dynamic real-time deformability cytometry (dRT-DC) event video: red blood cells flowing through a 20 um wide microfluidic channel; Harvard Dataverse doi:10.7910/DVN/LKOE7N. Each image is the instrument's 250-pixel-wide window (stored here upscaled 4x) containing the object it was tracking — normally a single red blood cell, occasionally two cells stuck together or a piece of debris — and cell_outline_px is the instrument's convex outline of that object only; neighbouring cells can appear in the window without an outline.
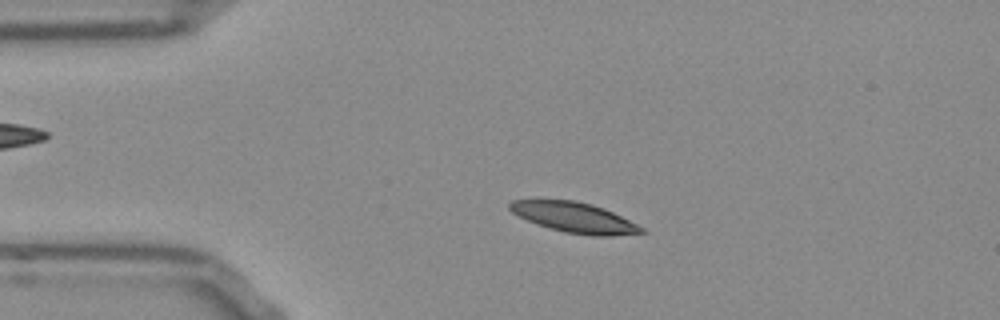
{"species": "Egyptian fruit bat (a non-hibernating species)", "species_latin": "Rousettus aegyptiacus", "temperature_condition": "room temperature", "stored_images_in_passage": 52, "camera_frame_rate_fps": 3000, "um_per_image_px": 0.085, "frame": {"image": 1, "passage_image": 10, "time_ms": 3.0, "image_size_px": [1000, 320], "cell_outline_px": [[648, 232], [612, 236], [592, 236], [564, 232], [548, 228], [536, 224], [512, 212], [508, 208], [508, 204], [512, 200], [576, 200], [592, 204], [604, 208], [644, 228]], "centroid_in_image_um": [48.82, 18.49], "position_along_channel_um": 36.2, "area_um2": 23.18}}
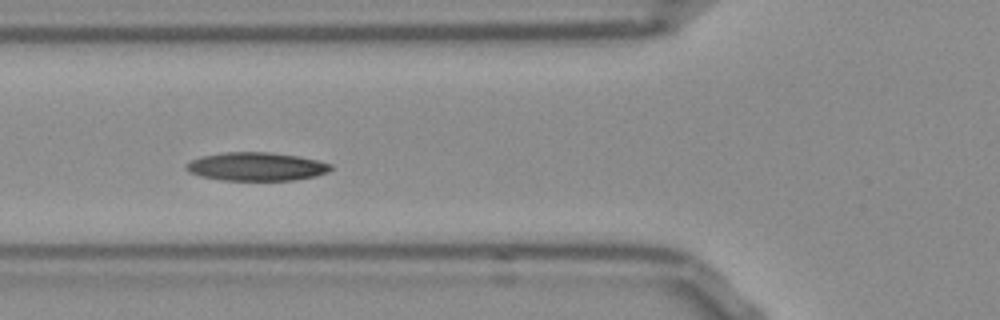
{"frame": {"image": 2, "passage_image": 18, "time_ms": 5.667, "image_size_px": [1000, 320], "cell_outline_px": [[332, 168], [328, 172], [316, 176], [292, 180], [224, 180], [200, 176], [188, 172], [184, 168], [184, 164], [200, 156], [224, 152], [268, 152], [300, 156], [332, 164]], "centroid_in_image_um": [21.76, 14.15], "position_along_channel_um": 104.0, "area_um2": 24.04}}
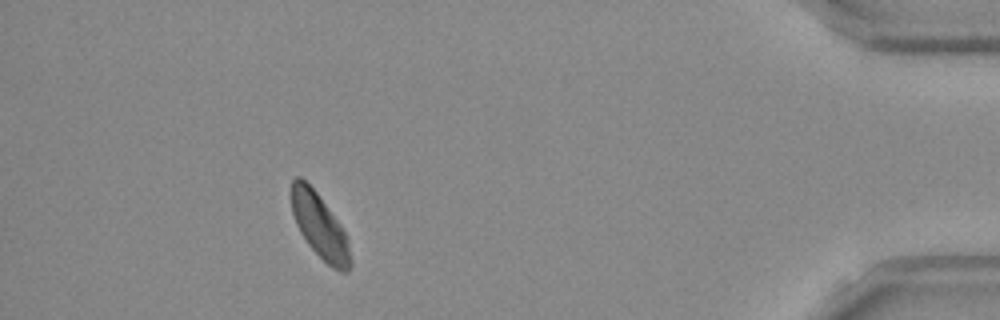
{"frame": {"image": 3, "passage_image": 47, "time_ms": 15.333, "image_size_px": [1000, 320], "cell_outline_px": [[352, 264], [348, 272], [340, 272], [332, 268], [308, 244], [300, 232], [296, 224], [292, 212], [292, 180], [296, 176], [300, 176], [316, 192], [340, 224], [348, 240], [352, 260]], "centroid_in_image_um": [27.2, 19.26], "position_along_channel_um": 408.0, "area_um2": 21.91}, "authors_computed_cell_mechanics": {"area_um2": 23.1778, "velocity_mm_per_s": 3.7569, "shape_relaxation_time_tau1_ms": 6.2755, "shape_relaxation_time_tau2_ms": null, "deformation_change_tau1": 0.1316, "deformation_change_tau2": null}}